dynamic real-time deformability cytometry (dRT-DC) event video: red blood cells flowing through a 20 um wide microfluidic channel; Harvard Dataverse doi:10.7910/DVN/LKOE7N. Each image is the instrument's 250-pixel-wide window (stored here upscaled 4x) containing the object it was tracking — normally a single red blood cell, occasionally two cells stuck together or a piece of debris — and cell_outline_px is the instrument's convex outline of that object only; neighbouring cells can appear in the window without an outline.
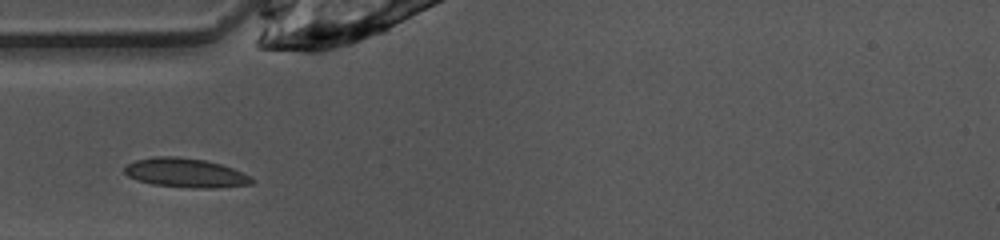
{"species": "common noctule bat (a hibernating species)", "species_latin": "Nyctalus noctula", "temperature_condition": "warm", "stored_images_in_passage": 6, "camera_frame_rate_fps": 3000, "um_per_image_px": 0.085, "animal": {"sex": "female", "body_mass_g": 10.0, "forearm_length_mm": 53.1}, "frame": {"image": 1, "passage_image": 1, "time_ms": 0.0, "image_size_px": [1000, 240], "cell_outline_px": [[256, 180], [252, 184], [216, 188], [196, 188], [152, 184], [136, 180], [128, 176], [124, 172], [124, 168], [128, 164], [136, 160], [152, 156], [176, 156], [204, 160], [220, 164], [232, 168]], "centroid_in_image_um": [15.75, 14.69], "position_along_channel_um": 69.3, "area_um2": 21.56}}
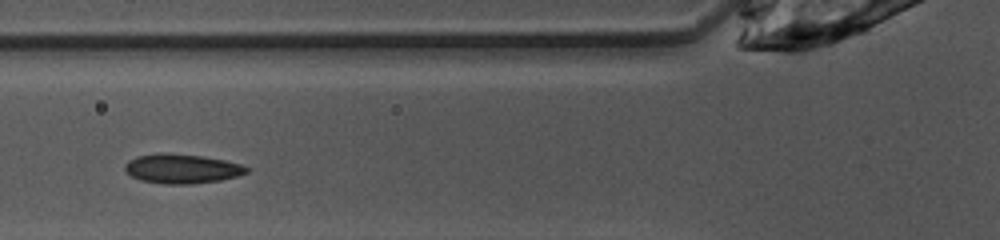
{"frame": {"image": 2, "passage_image": 4, "time_ms": 1.0, "image_size_px": [1000, 240], "cell_outline_px": [[248, 172], [236, 176], [220, 180], [192, 184], [168, 184], [140, 180], [132, 176], [124, 168], [124, 164], [128, 160], [136, 156], [200, 156], [224, 160], [240, 164], [248, 168]], "centroid_in_image_um": [15.49, 14.39], "position_along_channel_um": 110.3, "area_um2": 19.77}}